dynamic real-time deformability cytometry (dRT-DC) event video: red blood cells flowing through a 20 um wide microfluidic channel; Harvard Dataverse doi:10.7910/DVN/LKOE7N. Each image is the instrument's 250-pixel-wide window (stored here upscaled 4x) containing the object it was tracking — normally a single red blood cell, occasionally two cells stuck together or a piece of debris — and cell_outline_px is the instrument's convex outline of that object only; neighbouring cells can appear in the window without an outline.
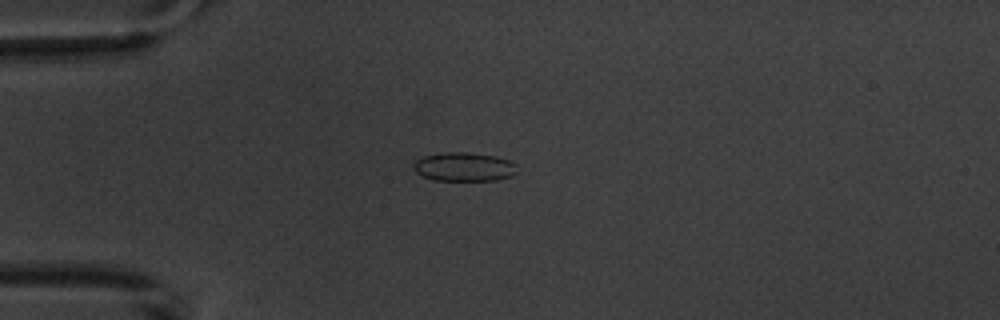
{"species": "common noctule bat (a hibernating species)", "species_latin": "Nyctalus noctula", "temperature_condition": "warm", "stored_images_in_passage": 11, "camera_frame_rate_fps": 3000, "um_per_image_px": 0.085, "animal": {"sex": "male", "body_mass_g": 20.1, "forearm_length_mm": 53.5}, "frame": {"image": 1, "passage_image": 4, "time_ms": 4.667, "image_size_px": [1000, 320], "cell_outline_px": [[516, 172], [512, 176], [496, 180], [432, 180], [416, 172], [412, 168], [412, 164], [416, 160], [424, 156], [444, 152], [468, 152], [496, 156], [508, 160], [516, 164]], "centroid_in_image_um": [39.43, 14.17], "position_along_channel_um": 45.6, "area_um2": 17.46}}
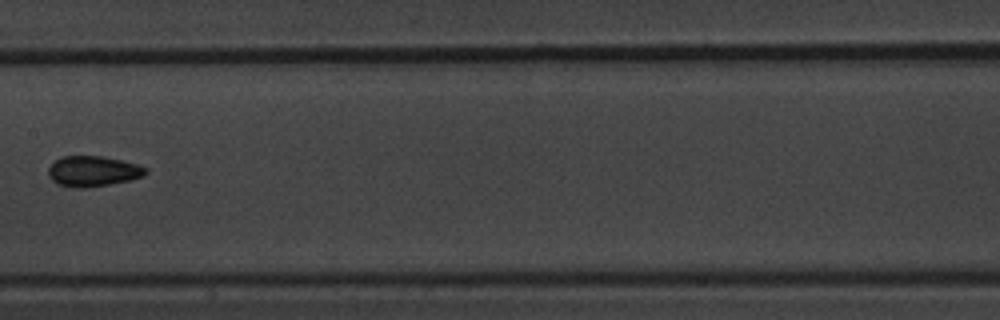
{"frame": {"image": 2, "passage_image": 8, "time_ms": 9.333, "image_size_px": [1000, 320], "cell_outline_px": [[148, 172], [144, 176], [128, 180], [108, 184], [84, 188], [72, 188], [60, 184], [52, 180], [48, 176], [48, 168], [60, 156], [104, 156], [136, 164], [148, 168]], "centroid_in_image_um": [7.89, 14.55], "position_along_channel_um": 199.5, "area_um2": 17.22}}
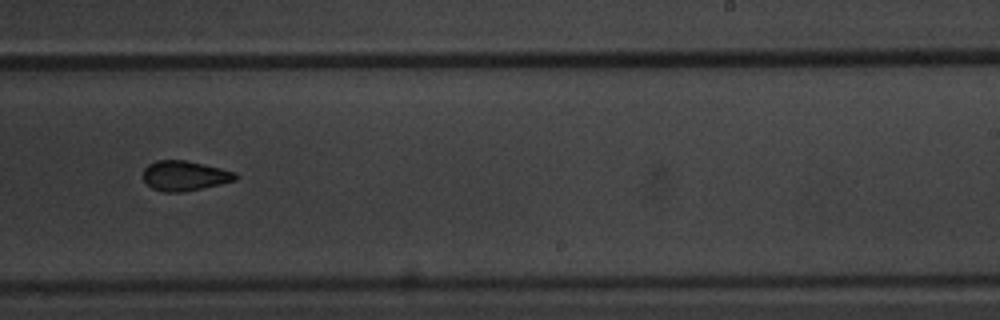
{"frame": {"image": 3, "passage_image": 10, "time_ms": 11.333, "image_size_px": [1000, 320], "cell_outline_px": [[240, 176], [236, 180], [220, 184], [184, 192], [164, 192], [152, 188], [144, 180], [144, 168], [148, 164], [156, 160], [184, 160], [204, 164], [236, 172]], "centroid_in_image_um": [15.72, 14.94], "position_along_channel_um": 273.3, "area_um2": 16.13}}